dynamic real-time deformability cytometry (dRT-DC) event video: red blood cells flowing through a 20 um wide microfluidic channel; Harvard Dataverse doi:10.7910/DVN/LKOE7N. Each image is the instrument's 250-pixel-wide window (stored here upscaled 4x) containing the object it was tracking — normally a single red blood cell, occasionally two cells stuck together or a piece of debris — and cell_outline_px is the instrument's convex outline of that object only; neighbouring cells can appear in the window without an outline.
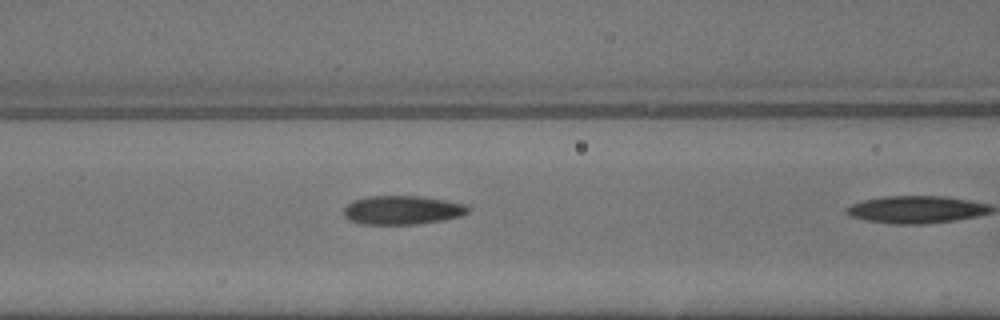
{"species": "common noctule bat (a hibernating species)", "species_latin": "Nyctalus noctula", "temperature_condition": "warm", "stored_images_in_passage": 6, "camera_frame_rate_fps": 3000, "um_per_image_px": 0.085, "animal": {"sex": "male", "body_mass_g": 13.3}, "frame": {"image": 1, "passage_image": 5, "time_ms": 1.333, "image_size_px": [1000, 320], "cell_outline_px": [[468, 212], [460, 216], [444, 220], [416, 224], [360, 224], [348, 220], [344, 216], [344, 208], [352, 200], [368, 196], [420, 196], [444, 200], [464, 204], [468, 208]], "centroid_in_image_um": [34.14, 17.86], "position_along_channel_um": 132.5, "area_um2": 20.87}}